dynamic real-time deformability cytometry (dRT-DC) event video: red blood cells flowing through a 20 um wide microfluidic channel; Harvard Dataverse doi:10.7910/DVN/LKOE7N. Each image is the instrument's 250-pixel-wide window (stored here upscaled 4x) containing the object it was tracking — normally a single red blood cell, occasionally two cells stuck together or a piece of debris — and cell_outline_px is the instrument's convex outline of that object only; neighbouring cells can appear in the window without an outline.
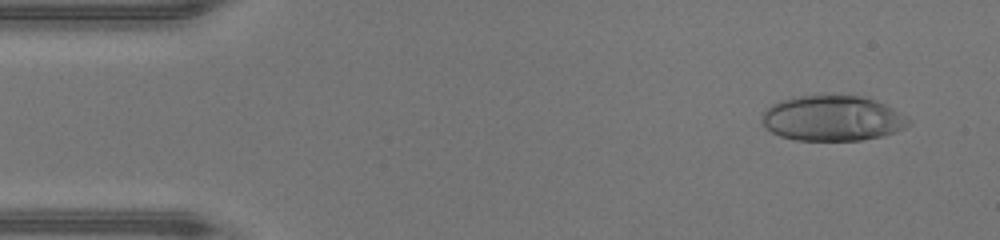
{"species": "human", "species_latin": "Homo sapiens", "temperature_condition": "warm", "stored_images_in_passage": 46, "camera_frame_rate_fps": 3000, "um_per_image_px": 0.085, "donor": {"sex": "male"}, "frame": {"image": 1, "passage_image": 3, "time_ms": 0.667, "image_size_px": [1000, 240], "cell_outline_px": [[912, 120], [904, 128], [896, 132], [880, 136], [860, 140], [796, 140], [780, 136], [772, 132], [764, 124], [764, 112], [772, 104], [784, 100], [800, 96], [864, 96], [884, 104], [908, 116]], "centroid_in_image_um": [70.82, 10.06], "position_along_channel_um": 14.2, "area_um2": 38.21}}
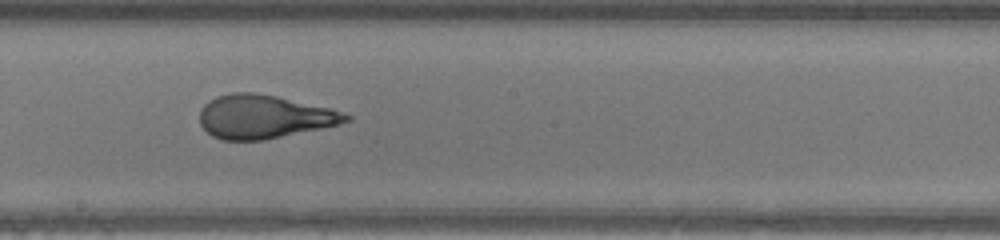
{"frame": {"image": 2, "passage_image": 25, "time_ms": 8.0, "image_size_px": [1000, 240], "cell_outline_px": [[352, 120], [340, 124], [264, 140], [224, 140], [212, 136], [200, 124], [200, 108], [208, 100], [216, 96], [232, 92], [252, 92], [276, 96], [332, 108], [352, 116]], "centroid_in_image_um": [22.44, 9.91], "position_along_channel_um": 225.8, "area_um2": 37.17}}
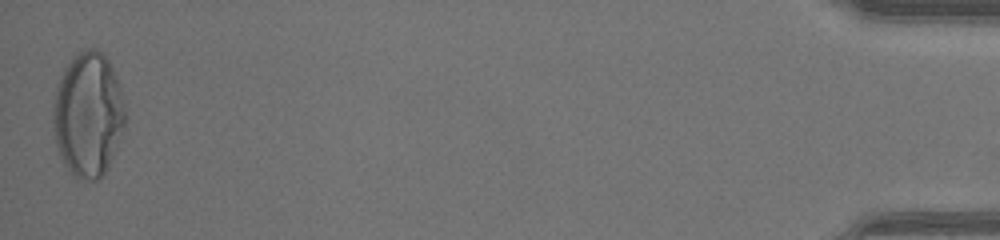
{"frame": {"image": 3, "passage_image": 46, "time_ms": 15.0, "image_size_px": [1000, 240], "cell_outline_px": [[124, 124], [108, 168], [96, 180], [88, 180], [76, 176], [64, 164], [60, 156], [56, 144], [52, 112], [56, 88], [60, 76], [64, 68], [72, 56], [76, 52], [88, 48], [96, 48], [104, 52], [112, 68], [120, 88], [124, 108]], "centroid_in_image_um": [7.46, 9.68], "position_along_channel_um": 427.7, "area_um2": 51.9}, "authors_computed_cell_mechanics": {"area_um2": 38.5526, "velocity_mm_per_s": 4.3737, "shape_relaxation_time_tau1_ms": 11.3654, "shape_relaxation_time_tau2_ms": null, "deformation_change_tau1": 0.4532, "deformation_change_tau2": null}}